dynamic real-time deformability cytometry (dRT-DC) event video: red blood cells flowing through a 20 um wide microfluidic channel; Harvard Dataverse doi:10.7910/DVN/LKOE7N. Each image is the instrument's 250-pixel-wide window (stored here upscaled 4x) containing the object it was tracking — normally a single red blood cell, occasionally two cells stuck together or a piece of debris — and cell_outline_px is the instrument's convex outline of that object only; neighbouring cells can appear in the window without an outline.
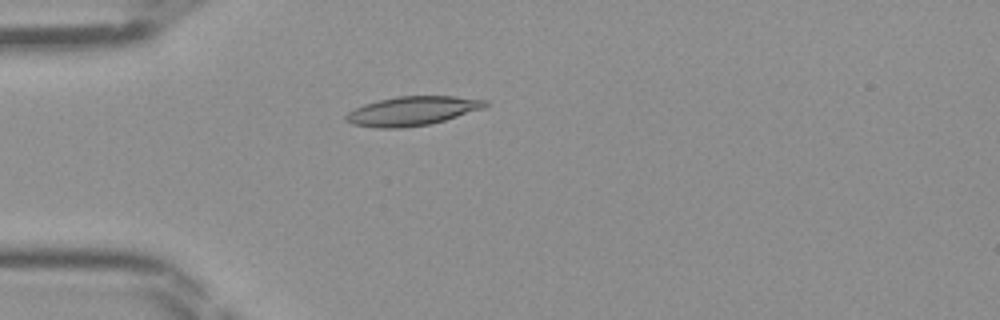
{"species": "Egyptian fruit bat (a non-hibernating species)", "species_latin": "Rousettus aegyptiacus", "temperature_condition": "room temperature", "stored_images_in_passage": 32, "camera_frame_rate_fps": 3000, "um_per_image_px": 0.085, "frame": {"image": 1, "passage_image": 5, "time_ms": 1.333, "image_size_px": [1000, 320], "cell_outline_px": [[488, 104], [484, 108], [432, 124], [404, 128], [376, 128], [352, 124], [344, 120], [344, 116], [348, 112], [364, 104], [396, 96], [452, 96], [488, 100]], "centroid_in_image_um": [35.03, 9.44], "position_along_channel_um": 50.0, "area_um2": 23.7}}
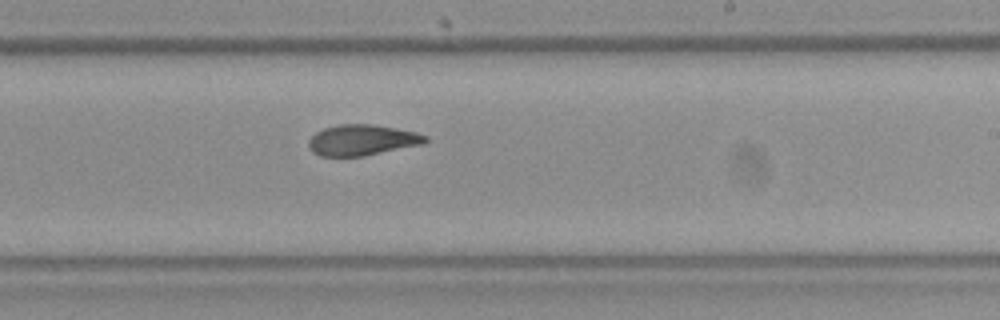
{"frame": {"image": 2, "passage_image": 20, "time_ms": 6.333, "image_size_px": [1000, 320], "cell_outline_px": [[428, 140], [424, 144], [364, 156], [320, 156], [312, 152], [308, 148], [308, 140], [316, 132], [324, 128], [340, 124], [372, 124], [396, 128], [416, 132], [428, 136]], "centroid_in_image_um": [30.78, 11.91], "position_along_channel_um": 258.2, "area_um2": 21.1}}
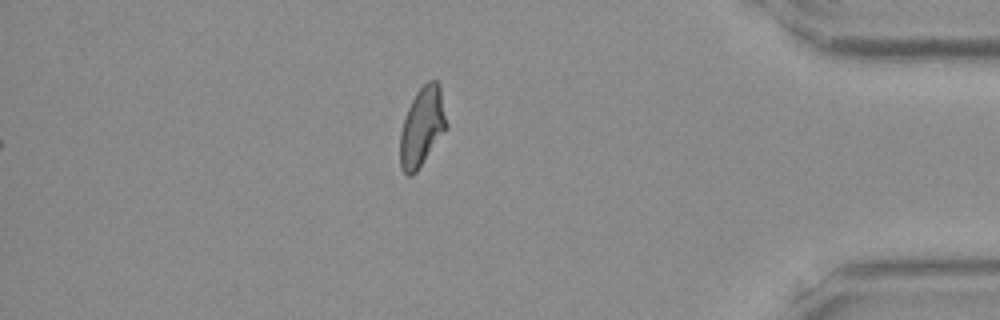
{"frame": {"image": 3, "passage_image": 32, "time_ms": 10.333, "image_size_px": [1000, 320], "cell_outline_px": [[448, 128], [416, 172], [412, 176], [408, 176], [400, 168], [400, 132], [404, 116], [416, 92], [428, 80], [436, 80], [440, 84], [448, 124]], "centroid_in_image_um": [35.89, 10.77], "position_along_channel_um": 399.3, "area_um2": 21.68}}